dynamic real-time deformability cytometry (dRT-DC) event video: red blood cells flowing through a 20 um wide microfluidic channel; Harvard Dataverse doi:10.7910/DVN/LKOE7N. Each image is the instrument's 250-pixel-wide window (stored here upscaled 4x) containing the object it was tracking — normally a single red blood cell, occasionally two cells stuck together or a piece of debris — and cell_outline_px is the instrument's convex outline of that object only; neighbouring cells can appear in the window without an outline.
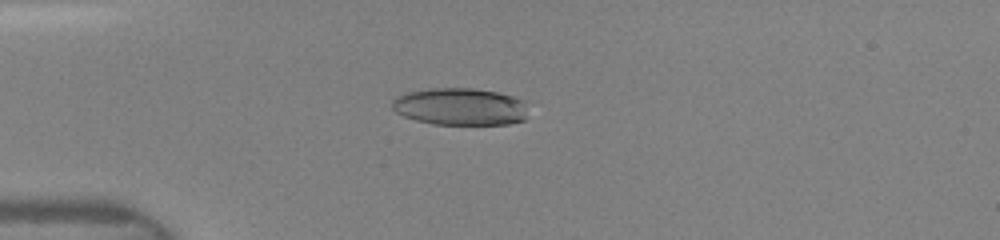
{"species": "human", "species_latin": "Homo sapiens", "temperature_condition": "room temperature", "stored_images_in_passage": 70, "camera_frame_rate_fps": 3000, "um_per_image_px": 0.085, "donor": {"sex": "female"}, "frame": {"image": 1, "passage_image": 20, "time_ms": 4.0, "image_size_px": [1000, 240], "cell_outline_px": [[528, 100], [524, 120], [508, 124], [432, 124], [416, 120], [404, 116], [396, 112], [392, 108], [392, 100], [396, 96], [408, 92], [432, 88], [472, 88], [496, 92]], "centroid_in_image_um": [39.13, 9.06], "position_along_channel_um": 45.9, "area_um2": 29.65}}
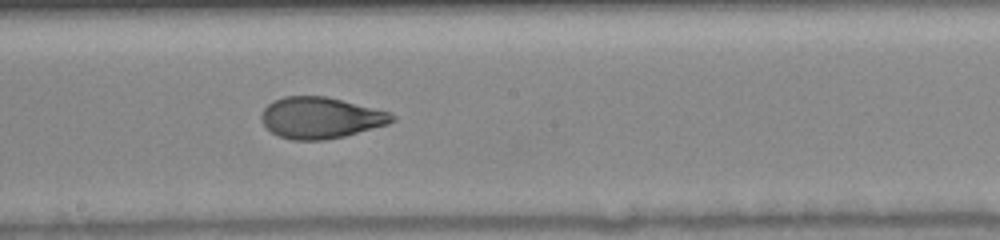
{"frame": {"image": 2, "passage_image": 37, "time_ms": 8.667, "image_size_px": [1000, 240], "cell_outline_px": [[396, 120], [388, 124], [344, 136], [324, 140], [292, 140], [280, 136], [272, 132], [264, 124], [260, 116], [264, 108], [272, 100], [284, 96], [324, 96], [388, 112], [396, 116]], "centroid_in_image_um": [27.22, 10.01], "position_along_channel_um": 221.0, "area_um2": 31.1}}
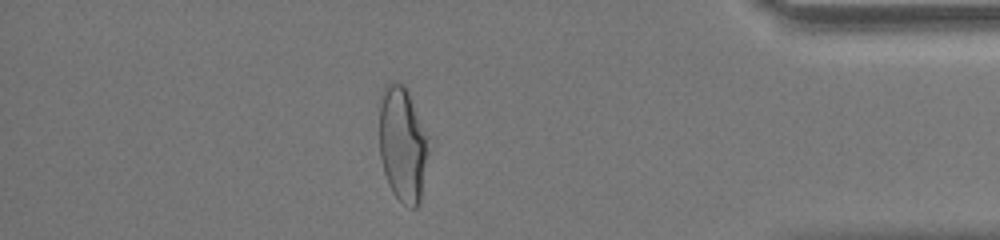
{"frame": {"image": 3, "passage_image": 60, "time_ms": 13.667, "image_size_px": [1000, 240], "cell_outline_px": [[428, 152], [420, 204], [416, 208], [412, 208], [404, 204], [392, 192], [388, 184], [384, 172], [380, 156], [380, 104], [384, 84], [392, 80], [396, 80], [404, 84], [408, 92], [428, 136]], "centroid_in_image_um": [34.22, 12.25], "position_along_channel_um": 401.0, "area_um2": 33.12}}